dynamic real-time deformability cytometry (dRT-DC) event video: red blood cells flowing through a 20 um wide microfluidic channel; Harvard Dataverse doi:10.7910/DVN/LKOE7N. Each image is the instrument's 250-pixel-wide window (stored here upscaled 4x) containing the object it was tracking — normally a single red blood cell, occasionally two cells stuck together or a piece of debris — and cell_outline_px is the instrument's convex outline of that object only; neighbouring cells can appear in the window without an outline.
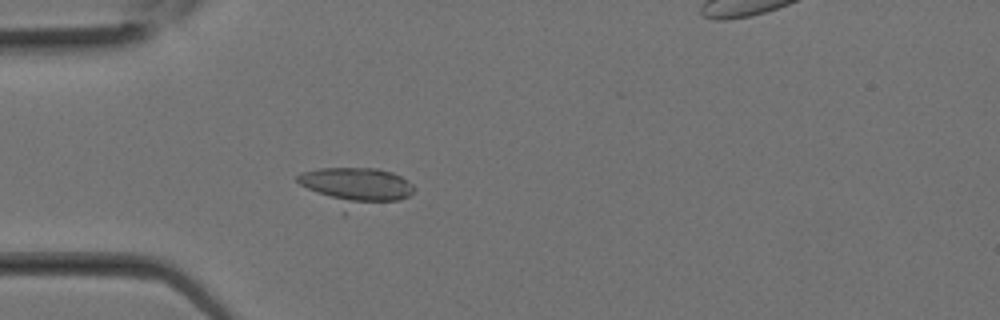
{"species": "Egyptian fruit bat (a non-hibernating species)", "species_latin": "Rousettus aegyptiacus", "temperature_condition": "room temperature", "stored_images_in_passage": 4, "camera_frame_rate_fps": 3000, "um_per_image_px": 0.085, "animal": {"sex": "female"}, "frame": {"image": 1, "passage_image": 2, "time_ms": 0.333, "image_size_px": [1000, 320], "cell_outline_px": [[416, 188], [408, 196], [400, 200], [344, 216], [300, 184], [296, 180], [296, 176], [300, 172], [320, 168], [376, 168], [392, 172], [408, 180]], "centroid_in_image_um": [30.2, 15.95], "position_along_channel_um": 54.8, "area_um2": 27.34}}
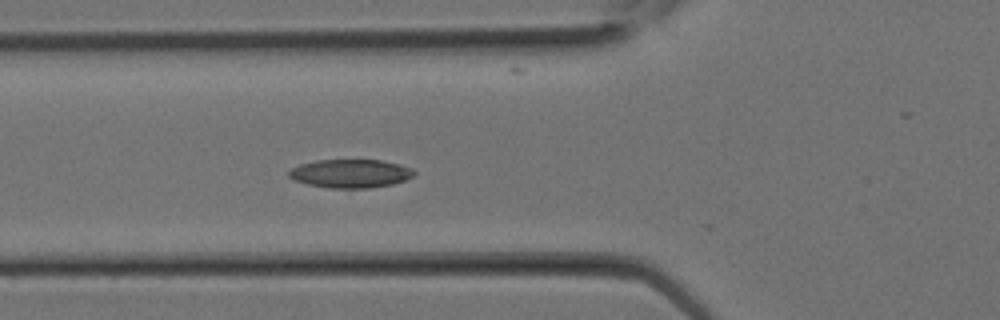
{"frame": {"image": 2, "passage_image": 4, "time_ms": 1.0, "image_size_px": [1000, 320], "cell_outline_px": [[416, 172], [412, 176], [404, 180], [392, 184], [368, 188], [328, 188], [308, 184], [296, 180], [288, 176], [288, 172], [292, 168], [300, 164], [316, 160], [380, 160], [400, 164], [412, 168]], "centroid_in_image_um": [29.79, 14.74], "position_along_channel_um": 96.0, "area_um2": 20.69}}